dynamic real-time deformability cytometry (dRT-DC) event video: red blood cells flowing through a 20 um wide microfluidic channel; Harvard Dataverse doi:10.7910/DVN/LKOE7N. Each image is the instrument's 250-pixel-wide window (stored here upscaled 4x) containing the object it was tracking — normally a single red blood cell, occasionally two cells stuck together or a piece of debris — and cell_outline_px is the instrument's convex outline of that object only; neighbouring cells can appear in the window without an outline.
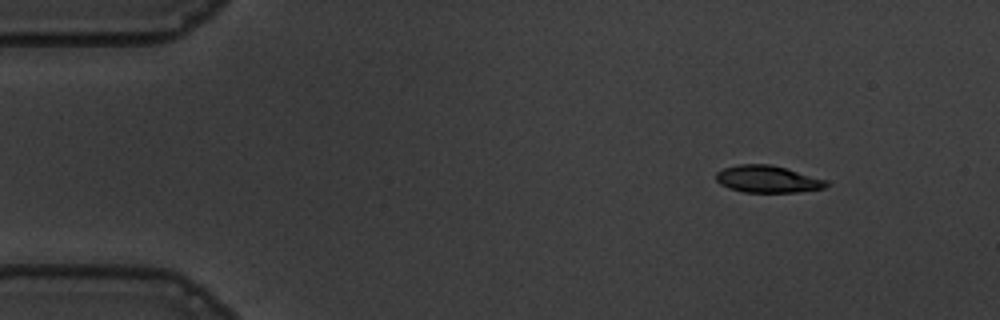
{"species": "common noctule bat (a hibernating species)", "species_latin": "Nyctalus noctula", "temperature_condition": "warm", "stored_images_in_passage": 49, "camera_frame_rate_fps": 3000, "um_per_image_px": 0.085, "animal": {"sex": "male", "body_mass_g": 19.5, "forearm_length_mm": 54.6}, "frame": {"image": 1, "passage_image": 1, "time_ms": 0.0, "image_size_px": [1000, 320], "cell_outline_px": [[832, 184], [824, 188], [796, 192], [744, 192], [728, 188], [720, 184], [716, 180], [716, 172], [724, 168], [740, 164], [772, 164], [828, 180]], "centroid_in_image_um": [65.27, 15.22], "position_along_channel_um": 19.7, "area_um2": 17.51}}
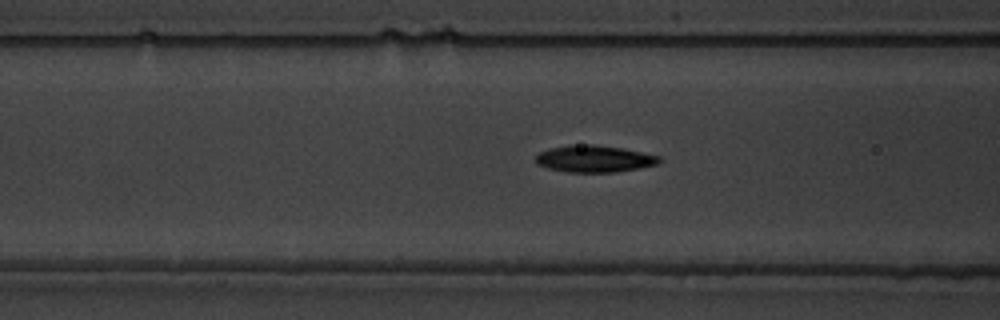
{"frame": {"image": 2, "passage_image": 16, "time_ms": 5.0, "image_size_px": [1000, 320], "cell_outline_px": [[660, 160], [656, 164], [616, 172], [568, 172], [548, 168], [536, 164], [536, 156], [540, 152], [548, 148], [568, 144], [596, 144], [620, 148], [660, 156]], "centroid_in_image_um": [50.44, 13.48], "position_along_channel_um": 116.2, "area_um2": 19.25}}
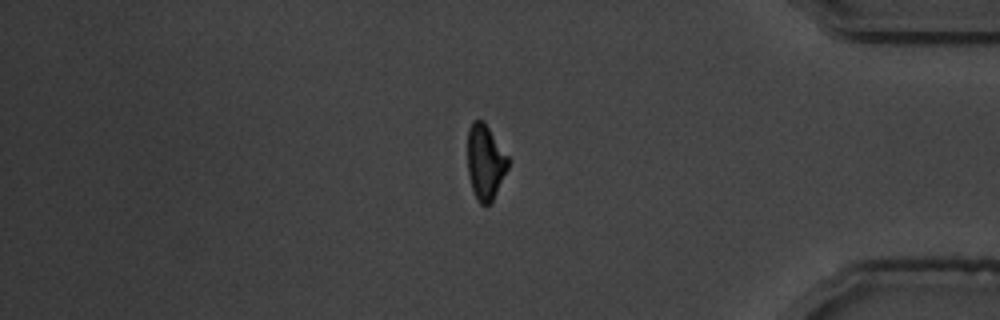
{"frame": {"image": 3, "passage_image": 41, "time_ms": 13.333, "image_size_px": [1000, 320], "cell_outline_px": [[508, 168], [492, 200], [488, 204], [480, 204], [472, 188], [468, 172], [468, 128], [472, 120], [484, 120], [508, 156]], "centroid_in_image_um": [41.24, 13.72], "position_along_channel_um": 394.0, "area_um2": 17.51}, "authors_computed_cell_mechanics": {"area_um2": 18.5538, "velocity_mm_per_s": 3.6652, "shape_relaxation_time_tau1_ms": 3.2758, "shape_relaxation_time_tau2_ms": 2.5969, "deformation_change_tau1": 0.1521, "deformation_change_tau2": 0.0983}}